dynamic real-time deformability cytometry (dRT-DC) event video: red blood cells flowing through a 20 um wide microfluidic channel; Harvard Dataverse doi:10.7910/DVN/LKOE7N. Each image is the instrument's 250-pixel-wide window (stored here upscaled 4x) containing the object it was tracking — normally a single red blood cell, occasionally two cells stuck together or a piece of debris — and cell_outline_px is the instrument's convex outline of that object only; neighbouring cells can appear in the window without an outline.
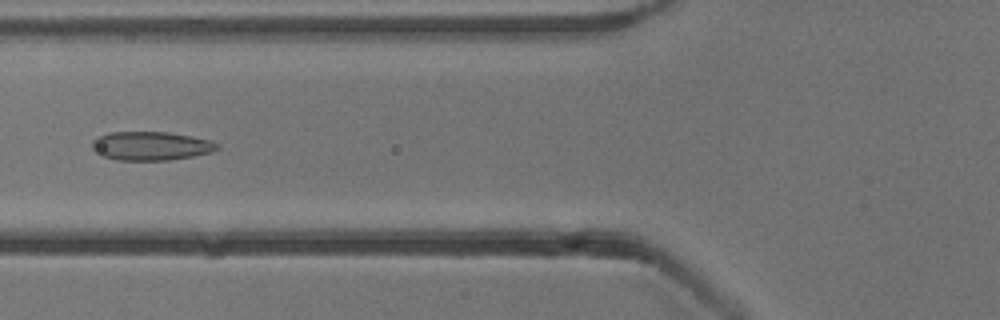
{"species": "common noctule bat (a hibernating species)", "species_latin": "Nyctalus noctula", "temperature_condition": "cold", "stored_images_in_passage": 22, "camera_frame_rate_fps": 3000, "um_per_image_px": 0.085, "animal": {"sex": "male", "body_mass_g": 13.3}, "frame": {"image": 1, "passage_image": 7, "time_ms": 2.0, "image_size_px": [1000, 320], "cell_outline_px": [[220, 148], [212, 152], [192, 156], [168, 160], [120, 160], [104, 156], [92, 148], [92, 140], [96, 136], [108, 132], [168, 132], [192, 136], [212, 140], [220, 144]], "centroid_in_image_um": [12.86, 12.39], "position_along_channel_um": 112.9, "area_um2": 21.04}}
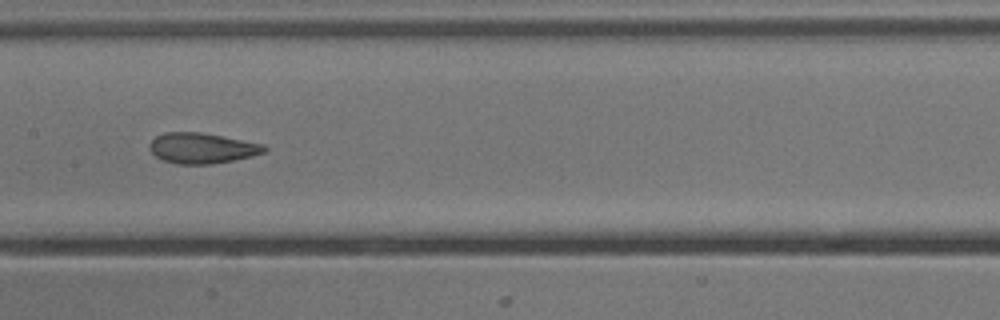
{"frame": {"image": 2, "passage_image": 13, "time_ms": 4.0, "image_size_px": [1000, 320], "cell_outline_px": [[268, 148], [264, 152], [252, 156], [232, 160], [208, 164], [180, 164], [164, 160], [156, 156], [148, 148], [148, 144], [156, 136], [164, 132], [200, 132], [264, 144]], "centroid_in_image_um": [17.15, 12.58], "position_along_channel_um": 190.2, "area_um2": 20.23}}
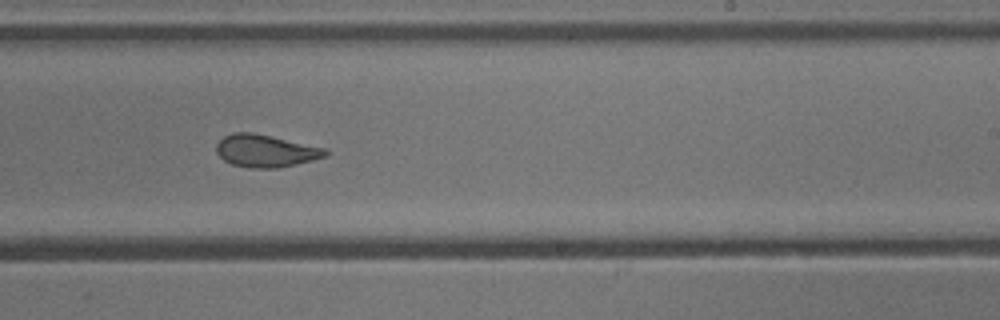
{"frame": {"image": 3, "passage_image": 19, "time_ms": 6.0, "image_size_px": [1000, 320], "cell_outline_px": [[328, 156], [312, 160], [276, 168], [252, 168], [232, 164], [224, 160], [216, 152], [216, 144], [224, 136], [232, 132], [252, 132], [328, 148]], "centroid_in_image_um": [22.59, 12.81], "position_along_channel_um": 266.4, "area_um2": 20.63}}